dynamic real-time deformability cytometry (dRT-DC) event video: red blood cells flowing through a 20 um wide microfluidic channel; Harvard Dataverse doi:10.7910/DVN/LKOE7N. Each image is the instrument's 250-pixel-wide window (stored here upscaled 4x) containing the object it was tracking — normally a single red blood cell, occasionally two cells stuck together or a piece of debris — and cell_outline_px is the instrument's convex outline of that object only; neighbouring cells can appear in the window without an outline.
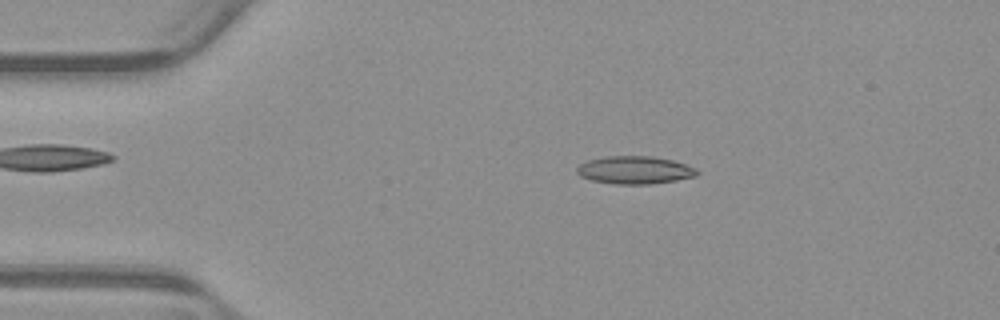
{"species": "common noctule bat (a hibernating species)", "species_latin": "Nyctalus noctula", "temperature_condition": "warm", "stored_images_in_passage": 53, "camera_frame_rate_fps": 3000, "um_per_image_px": 0.085, "animal": {"sex": "male", "body_mass_g": 23.1, "forearm_length_mm": 52.7}, "frame": {"image": 1, "passage_image": 10, "time_ms": 3.0, "image_size_px": [1000, 320], "cell_outline_px": [[700, 172], [696, 176], [676, 180], [652, 184], [616, 184], [592, 180], [580, 176], [576, 172], [576, 168], [580, 164], [588, 160], [608, 156], [652, 156], [672, 160], [696, 168]], "centroid_in_image_um": [53.96, 14.45], "position_along_channel_um": 31.0, "area_um2": 19.42}}
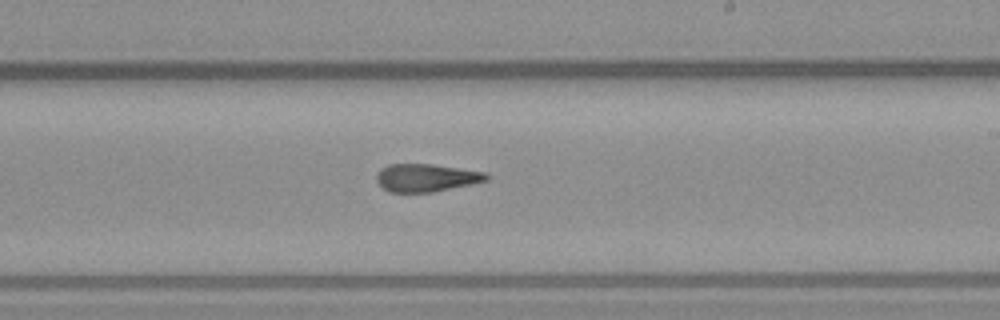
{"frame": {"image": 2, "passage_image": 31, "time_ms": 10.0, "image_size_px": [1000, 320], "cell_outline_px": [[488, 180], [432, 192], [388, 192], [376, 180], [376, 176], [380, 168], [388, 164], [432, 164], [484, 172], [488, 176]], "centroid_in_image_um": [36.17, 15.1], "position_along_channel_um": 252.8, "area_um2": 17.57}}
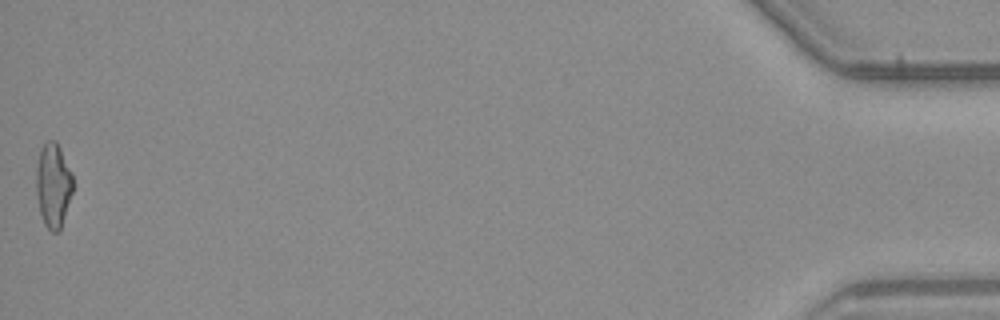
{"frame": {"image": 3, "passage_image": 53, "time_ms": 17.333, "image_size_px": [1000, 320], "cell_outline_px": [[72, 192], [60, 232], [52, 232], [44, 224], [40, 212], [36, 196], [36, 168], [40, 152], [44, 144], [48, 140], [56, 140], [72, 172]], "centroid_in_image_um": [4.52, 15.76], "position_along_channel_um": 430.7, "area_um2": 18.03}, "authors_computed_cell_mechanics": {"area_um2": 18.2648, "velocity_mm_per_s": 3.8682, "shape_relaxation_time_tau1_ms": null, "shape_relaxation_time_tau2_ms": 3.5484, "deformation_change_tau1": null, "deformation_change_tau2": 0.1391}}